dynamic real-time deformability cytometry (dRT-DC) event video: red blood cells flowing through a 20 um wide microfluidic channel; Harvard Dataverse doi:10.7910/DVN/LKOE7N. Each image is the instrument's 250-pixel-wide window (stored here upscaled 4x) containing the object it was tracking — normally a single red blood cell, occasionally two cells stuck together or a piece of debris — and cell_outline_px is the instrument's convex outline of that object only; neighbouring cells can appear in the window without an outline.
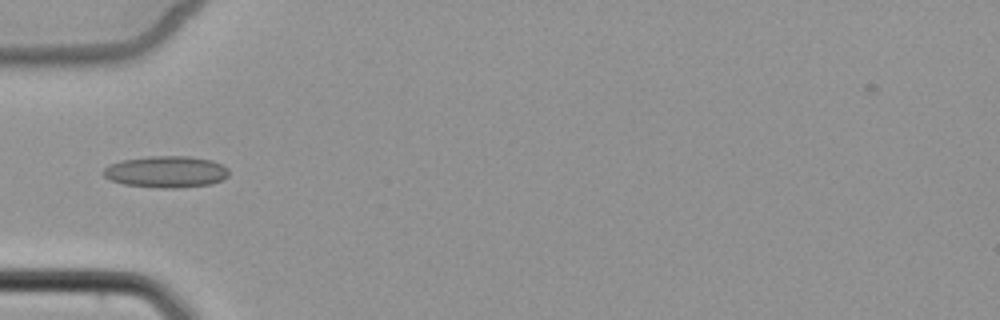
{"species": "common noctule bat (a hibernating species)", "species_latin": "Nyctalus noctula", "temperature_condition": "cold", "stored_images_in_passage": 5, "camera_frame_rate_fps": 3000, "um_per_image_px": 0.085, "animal": {"sex": "female", "body_mass_g": 22.7, "forearm_length_mm": 54.2}, "frame": {"image": 1, "passage_image": 4, "time_ms": 5.667, "image_size_px": [1000, 320], "cell_outline_px": [[228, 176], [212, 184], [176, 188], [160, 188], [124, 184], [108, 180], [100, 172], [104, 168], [112, 164], [124, 160], [148, 156], [188, 156], [212, 160], [228, 168]], "centroid_in_image_um": [14.1, 14.6], "position_along_channel_um": 70.9, "area_um2": 23.12}}
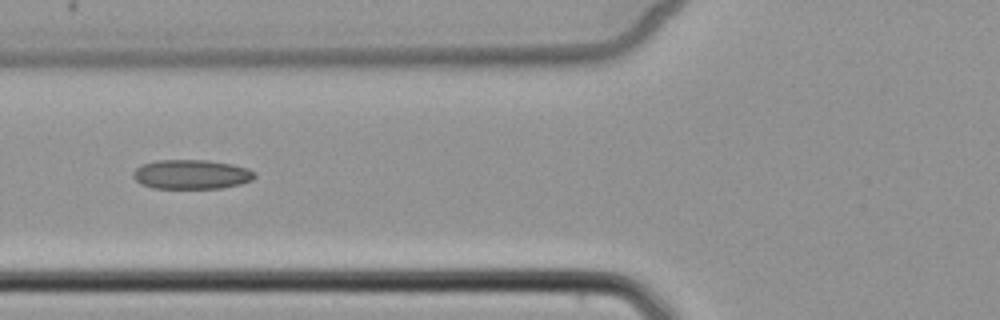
{"frame": {"image": 2, "passage_image": 5, "time_ms": 6.667, "image_size_px": [1000, 320], "cell_outline_px": [[256, 176], [252, 180], [240, 184], [220, 188], [152, 188], [140, 184], [132, 176], [132, 172], [136, 168], [144, 164], [156, 160], [208, 160], [232, 164], [248, 168], [256, 172]], "centroid_in_image_um": [16.28, 14.82], "position_along_channel_um": 109.5, "area_um2": 20.92}}